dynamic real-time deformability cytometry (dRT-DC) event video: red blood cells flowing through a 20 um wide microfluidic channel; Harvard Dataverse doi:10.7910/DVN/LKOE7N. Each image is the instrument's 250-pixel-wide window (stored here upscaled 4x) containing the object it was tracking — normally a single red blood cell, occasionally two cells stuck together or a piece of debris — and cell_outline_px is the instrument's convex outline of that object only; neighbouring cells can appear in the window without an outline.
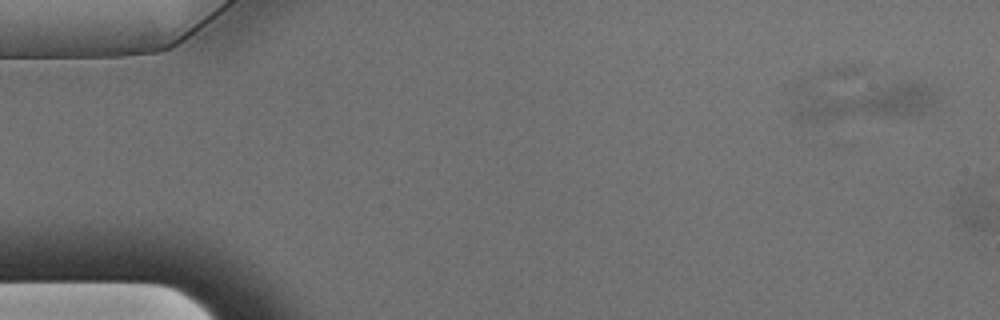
{"species": "Egyptian fruit bat (a non-hibernating species)", "species_latin": "Rousettus aegyptiacus", "temperature_condition": "warm", "stored_images_in_passage": 5, "segment_of_instrument_passage": [1, 2], "camera_frame_rate_fps": 3000, "um_per_image_px": 0.085, "animal": {"sex": "male"}, "frame": {"image": 1, "passage_image": 3, "time_ms": 0.667, "image_size_px": [1000, 320], "cell_outline_px": [[932, 100], [928, 108], [920, 116], [828, 120], [800, 120], [792, 116], [788, 112], [816, 96], [904, 80], [912, 80], [924, 84], [928, 88], [932, 96]], "centroid_in_image_um": [73.81, 8.74], "position_along_channel_um": 11.2, "area_um2": 28.44}}